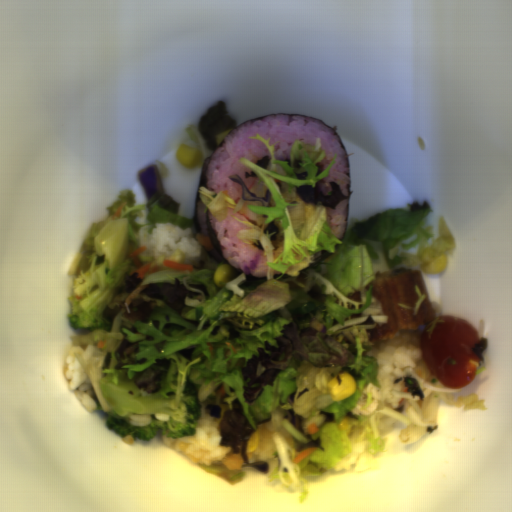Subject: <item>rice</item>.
<instances>
[{"mask_svg": "<svg viewBox=\"0 0 512 512\" xmlns=\"http://www.w3.org/2000/svg\"><path fill=\"white\" fill-rule=\"evenodd\" d=\"M79 353L82 355L83 362L88 365L96 363L103 352L98 344H77L70 351L66 358L64 372L69 389L90 411H105L77 355Z\"/></svg>", "mask_w": 512, "mask_h": 512, "instance_id": "5", "label": "rice"}, {"mask_svg": "<svg viewBox=\"0 0 512 512\" xmlns=\"http://www.w3.org/2000/svg\"><path fill=\"white\" fill-rule=\"evenodd\" d=\"M427 328V327H426ZM421 330H399L392 338L371 342L370 352L376 363L375 381L368 385L353 408L355 415H372L380 408H394L400 397L395 392L405 388V377L414 367L425 361L421 351Z\"/></svg>", "mask_w": 512, "mask_h": 512, "instance_id": "2", "label": "rice"}, {"mask_svg": "<svg viewBox=\"0 0 512 512\" xmlns=\"http://www.w3.org/2000/svg\"><path fill=\"white\" fill-rule=\"evenodd\" d=\"M374 457L367 451V439H355L349 454L329 468L365 473L375 465Z\"/></svg>", "mask_w": 512, "mask_h": 512, "instance_id": "6", "label": "rice"}, {"mask_svg": "<svg viewBox=\"0 0 512 512\" xmlns=\"http://www.w3.org/2000/svg\"><path fill=\"white\" fill-rule=\"evenodd\" d=\"M260 135L274 148V159L288 158L293 145L303 142L311 145L320 139L325 155L323 171L335 163L328 177L345 193L346 198L333 210L327 208L328 222L333 238L342 240L345 234L348 174L345 152L336 134L325 124L314 120L290 116H272L243 123L236 128L222 143L215 153L207 173L206 186L235 200L236 205L227 207L221 220L212 218L220 249L229 265L252 278L264 279L267 276L268 259L265 252L251 241L239 238L238 231L248 229L235 219L260 226L264 223L263 214L252 213L248 206H263L260 200H244L241 184L231 181L229 175H238L250 193L256 197H264L268 191L259 176H246L252 170L245 166L241 159L253 162L269 157L266 143L251 139Z\"/></svg>", "mask_w": 512, "mask_h": 512, "instance_id": "1", "label": "rice"}, {"mask_svg": "<svg viewBox=\"0 0 512 512\" xmlns=\"http://www.w3.org/2000/svg\"><path fill=\"white\" fill-rule=\"evenodd\" d=\"M150 258H167L181 251L187 261L198 262L204 254L203 245L189 227L180 228L168 223H155L144 247Z\"/></svg>", "mask_w": 512, "mask_h": 512, "instance_id": "4", "label": "rice"}, {"mask_svg": "<svg viewBox=\"0 0 512 512\" xmlns=\"http://www.w3.org/2000/svg\"><path fill=\"white\" fill-rule=\"evenodd\" d=\"M164 445L183 456L191 464L212 465L229 452L222 446L217 419L199 415L193 436L167 438L161 433Z\"/></svg>", "mask_w": 512, "mask_h": 512, "instance_id": "3", "label": "rice"}, {"mask_svg": "<svg viewBox=\"0 0 512 512\" xmlns=\"http://www.w3.org/2000/svg\"><path fill=\"white\" fill-rule=\"evenodd\" d=\"M265 207H274V208H275V203H274V201H273L272 196H271V198H270V204H269L268 206H265Z\"/></svg>", "mask_w": 512, "mask_h": 512, "instance_id": "7", "label": "rice"}]
</instances>
